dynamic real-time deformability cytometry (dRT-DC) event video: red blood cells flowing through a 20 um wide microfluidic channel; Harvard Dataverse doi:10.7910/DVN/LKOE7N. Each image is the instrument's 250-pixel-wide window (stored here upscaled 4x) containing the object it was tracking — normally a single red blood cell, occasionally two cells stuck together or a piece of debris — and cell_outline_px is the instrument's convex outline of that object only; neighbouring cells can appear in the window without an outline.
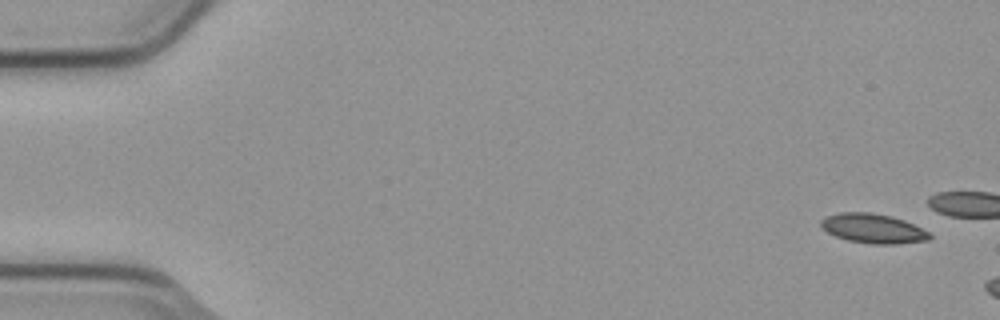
{"species": "common noctule bat (a hibernating species)", "species_latin": "Nyctalus noctula", "temperature_condition": "cold", "stored_images_in_passage": 3, "camera_frame_rate_fps": 3000, "um_per_image_px": 0.085, "animal": {"sex": "male", "body_mass_g": 23.1, "forearm_length_mm": 52.7}, "frame": {"image": 1, "passage_image": 1, "time_ms": 0.0, "image_size_px": [1000, 320], "cell_outline_px": [[932, 236], [928, 240], [896, 244], [872, 244], [848, 240], [836, 236], [828, 232], [820, 224], [820, 220], [824, 216], [840, 212], [872, 212], [892, 216], [904, 220], [928, 232]], "centroid_in_image_um": [74.19, 19.41], "position_along_channel_um": 10.8, "area_um2": 18.61}}